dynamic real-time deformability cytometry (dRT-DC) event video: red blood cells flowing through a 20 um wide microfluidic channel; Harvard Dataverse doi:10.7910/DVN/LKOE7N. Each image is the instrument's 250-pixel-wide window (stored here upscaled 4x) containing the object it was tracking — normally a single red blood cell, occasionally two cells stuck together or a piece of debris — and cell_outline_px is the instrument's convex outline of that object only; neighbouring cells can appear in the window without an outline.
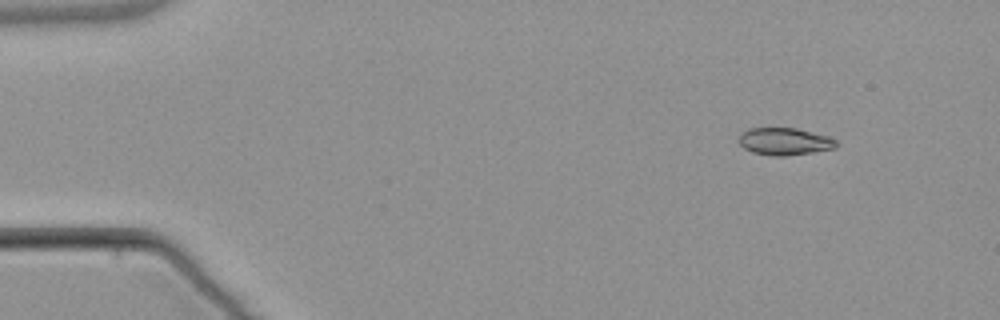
{"species": "common noctule bat (a hibernating species)", "species_latin": "Nyctalus noctula", "temperature_condition": "warm", "stored_images_in_passage": 5, "camera_frame_rate_fps": 3000, "um_per_image_px": 0.085, "animal": {"sex": "male", "body_mass_g": 21.5, "forearm_length_mm": 52.0}, "frame": {"image": 1, "passage_image": 2, "time_ms": 1.0, "image_size_px": [1000, 320], "cell_outline_px": [[836, 148], [812, 152], [784, 156], [772, 156], [752, 152], [744, 148], [740, 144], [740, 136], [748, 128], [796, 128], [832, 136], [836, 140]], "centroid_in_image_um": [66.73, 12.02], "position_along_channel_um": 18.3, "area_um2": 15.49}}
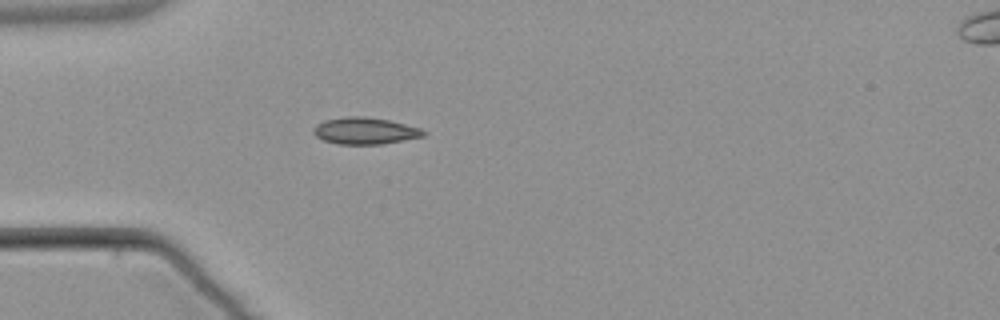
{"frame": {"image": 2, "passage_image": 4, "time_ms": 4.333, "image_size_px": [1000, 320], "cell_outline_px": [[428, 132], [424, 136], [380, 144], [340, 144], [324, 140], [316, 136], [312, 132], [312, 128], [316, 124], [324, 120], [348, 116], [364, 116], [388, 120], [420, 128]], "centroid_in_image_um": [30.99, 11.11], "position_along_channel_um": 54.0, "area_um2": 17.05}}